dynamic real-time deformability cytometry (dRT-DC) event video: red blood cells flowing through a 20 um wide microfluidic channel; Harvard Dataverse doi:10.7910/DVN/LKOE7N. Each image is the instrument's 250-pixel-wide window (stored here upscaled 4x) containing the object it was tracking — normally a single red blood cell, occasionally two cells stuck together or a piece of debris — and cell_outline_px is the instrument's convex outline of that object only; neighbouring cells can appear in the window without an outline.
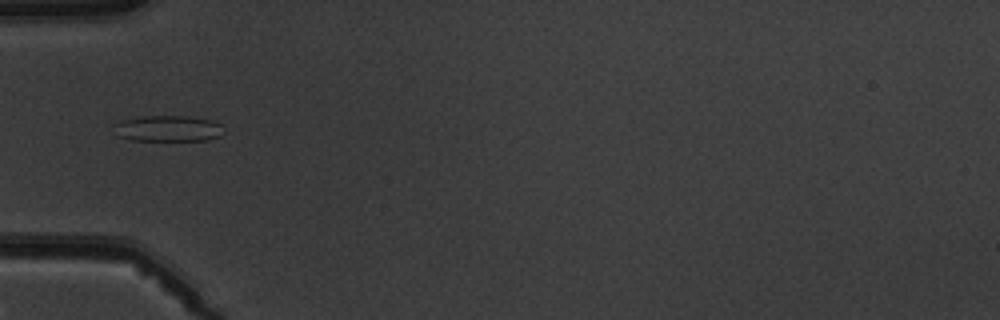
{"species": "common noctule bat (a hibernating species)", "species_latin": "Nyctalus noctula", "temperature_condition": "warm", "stored_images_in_passage": 3, "camera_frame_rate_fps": 3000, "um_per_image_px": 0.085, "animal": {"sex": "male", "body_mass_g": 19.5, "forearm_length_mm": 54.6}, "frame": {"image": 1, "passage_image": 3, "time_ms": 2.667, "image_size_px": [1000, 320], "cell_outline_px": [[224, 132], [220, 136], [208, 140], [132, 140], [120, 136], [112, 124], [120, 120], [140, 116], [188, 116], [212, 120], [220, 124]], "centroid_in_image_um": [14.29, 10.91], "position_along_channel_um": 70.7, "area_um2": 16.65}}